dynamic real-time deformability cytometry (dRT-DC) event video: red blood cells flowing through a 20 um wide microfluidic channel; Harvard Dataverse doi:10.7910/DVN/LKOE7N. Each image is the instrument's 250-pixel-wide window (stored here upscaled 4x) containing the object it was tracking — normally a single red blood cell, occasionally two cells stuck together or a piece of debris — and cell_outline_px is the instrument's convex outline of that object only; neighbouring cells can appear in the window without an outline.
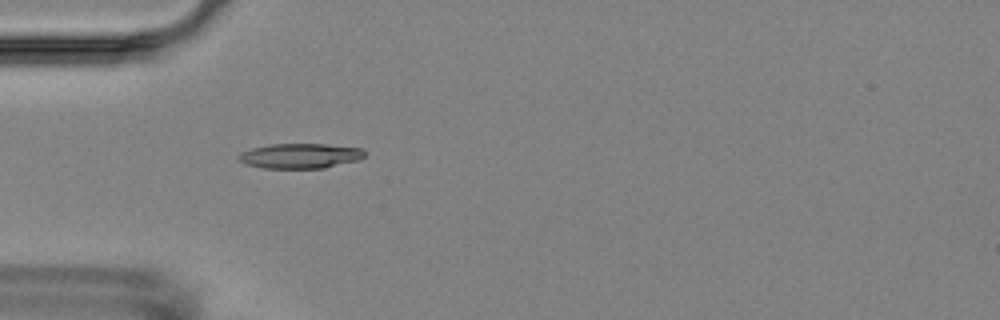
{"species": "Egyptian fruit bat (a non-hibernating species)", "species_latin": "Rousettus aegyptiacus", "temperature_condition": "room temperature", "stored_images_in_passage": 6, "camera_frame_rate_fps": 3000, "um_per_image_px": 0.085, "animal": {"sex": "female"}, "frame": {"image": 1, "passage_image": 5, "time_ms": 4.667, "image_size_px": [1000, 320], "cell_outline_px": [[364, 156], [360, 160], [324, 168], [260, 168], [244, 164], [236, 160], [236, 156], [240, 152], [252, 148], [272, 144], [324, 144], [364, 148]], "centroid_in_image_um": [25.47, 13.25], "position_along_channel_um": 59.5, "area_um2": 18.61}}